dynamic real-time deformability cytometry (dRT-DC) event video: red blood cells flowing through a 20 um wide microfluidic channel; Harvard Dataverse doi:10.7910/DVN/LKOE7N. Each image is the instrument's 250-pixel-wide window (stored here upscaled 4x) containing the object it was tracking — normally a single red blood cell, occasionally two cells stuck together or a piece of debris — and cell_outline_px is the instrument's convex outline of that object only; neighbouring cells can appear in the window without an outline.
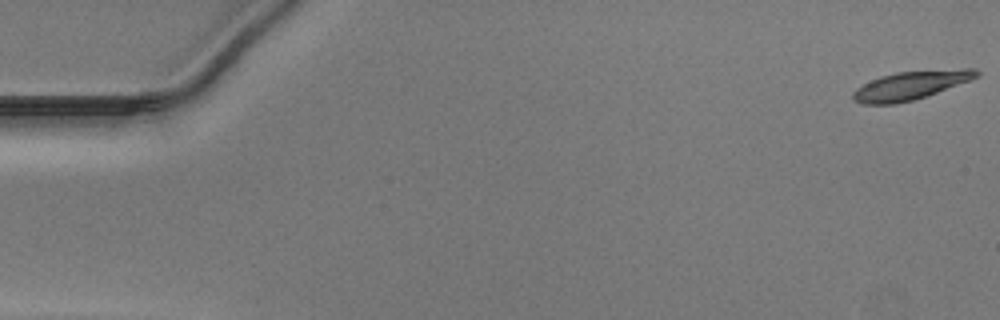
{"species": "Egyptian fruit bat (a non-hibernating species)", "species_latin": "Rousettus aegyptiacus", "temperature_condition": "warm", "stored_images_in_passage": 47, "camera_frame_rate_fps": 3000, "um_per_image_px": 0.085, "animal": {"sex": "male"}, "frame": {"image": 1, "passage_image": 1, "time_ms": 0.0, "image_size_px": [1000, 320], "cell_outline_px": [[980, 76], [936, 92], [912, 100], [892, 104], [864, 104], [856, 100], [852, 96], [852, 92], [856, 88], [880, 76], [896, 72], [964, 68], [976, 68], [980, 72]], "centroid_in_image_um": [77.42, 7.23], "position_along_channel_um": 7.6, "area_um2": 20.17}}
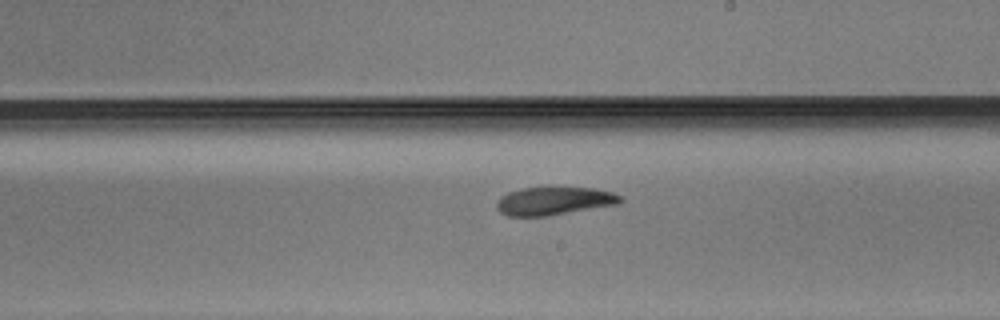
{"frame": {"image": 2, "passage_image": 30, "time_ms": 9.667, "image_size_px": [1000, 320], "cell_outline_px": [[624, 200], [620, 204], [548, 216], [508, 216], [500, 212], [496, 208], [496, 200], [500, 196], [508, 192], [520, 188], [548, 184], [596, 188], [612, 192], [620, 196]], "centroid_in_image_um": [47.09, 17.03], "position_along_channel_um": 241.9, "area_um2": 21.5}}
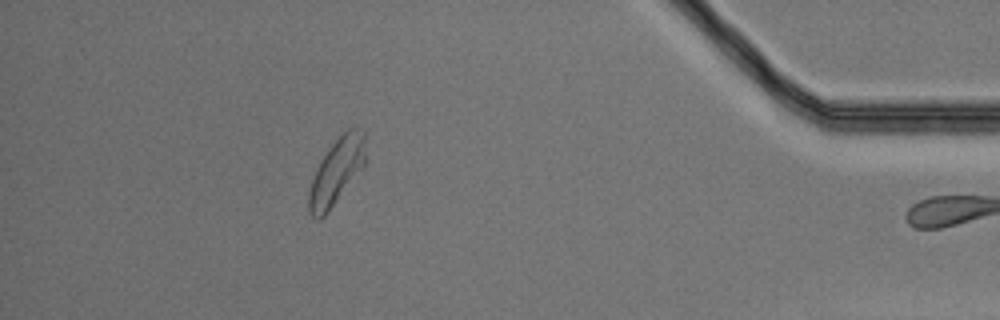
{"frame": {"image": 3, "passage_image": 46, "time_ms": 15.0, "image_size_px": [1000, 320], "cell_outline_px": [[364, 164], [328, 212], [320, 220], [316, 220], [308, 212], [308, 192], [316, 168], [320, 160], [328, 148], [348, 128], [356, 128], [364, 132]], "centroid_in_image_um": [28.55, 14.61], "position_along_channel_um": 406.7, "area_um2": 21.33}}